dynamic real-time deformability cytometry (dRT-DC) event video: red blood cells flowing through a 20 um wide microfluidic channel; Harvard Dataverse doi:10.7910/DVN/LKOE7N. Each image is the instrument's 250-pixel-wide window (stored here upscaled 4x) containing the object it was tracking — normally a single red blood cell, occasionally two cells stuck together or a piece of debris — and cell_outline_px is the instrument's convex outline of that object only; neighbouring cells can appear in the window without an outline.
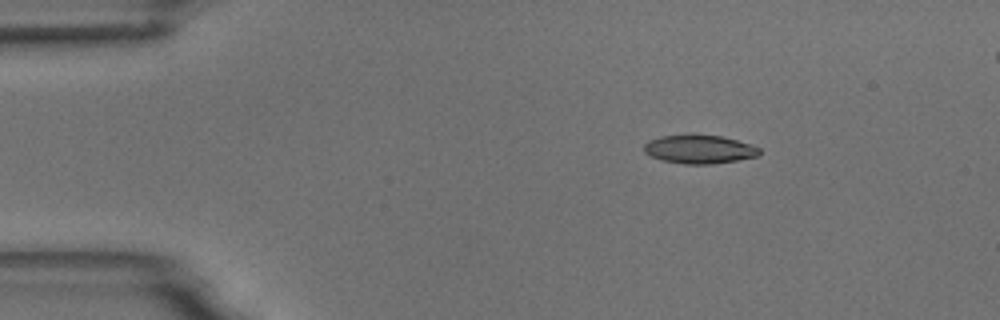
{"species": "common noctule bat (a hibernating species)", "species_latin": "Nyctalus noctula", "temperature_condition": "room temperature", "stored_images_in_passage": 5, "segment_of_instrument_passage": [1, 2], "camera_frame_rate_fps": 3000, "um_per_image_px": 0.085, "animal": {"sex": "male", "body_mass_g": 18.8}, "frame": {"image": 1, "passage_image": 2, "time_ms": 1.0, "image_size_px": [1000, 320], "cell_outline_px": [[760, 152], [756, 156], [736, 160], [712, 164], [684, 164], [660, 160], [644, 152], [644, 144], [648, 140], [660, 136], [688, 132], [692, 132], [720, 136], [736, 140], [760, 148]], "centroid_in_image_um": [59.36, 12.65], "position_along_channel_um": 25.6, "area_um2": 19.65}}